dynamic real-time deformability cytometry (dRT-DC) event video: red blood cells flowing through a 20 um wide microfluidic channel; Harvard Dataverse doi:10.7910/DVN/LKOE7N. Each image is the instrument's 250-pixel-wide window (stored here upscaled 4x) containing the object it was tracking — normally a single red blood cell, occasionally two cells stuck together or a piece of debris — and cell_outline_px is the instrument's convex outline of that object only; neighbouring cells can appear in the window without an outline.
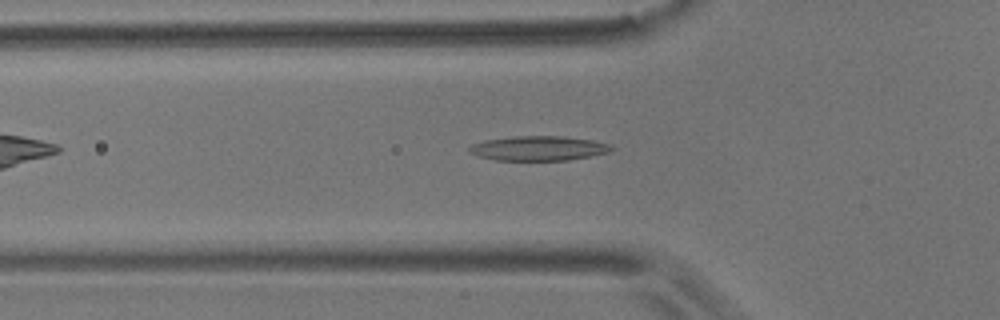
{"species": "common noctule bat (a hibernating species)", "species_latin": "Nyctalus noctula", "temperature_condition": "room temperature", "stored_images_in_passage": 46, "camera_frame_rate_fps": 3000, "um_per_image_px": 0.085, "animal": {"sex": "male", "body_mass_g": 17.9}, "frame": {"image": 1, "passage_image": 9, "time_ms": 2.667, "image_size_px": [1000, 320], "cell_outline_px": [[616, 148], [608, 152], [568, 160], [496, 160], [476, 156], [468, 152], [468, 148], [472, 144], [484, 140], [512, 136], [560, 136], [592, 140], [608, 144]], "centroid_in_image_um": [45.71, 12.6], "position_along_channel_um": 80.1, "area_um2": 20.35}}
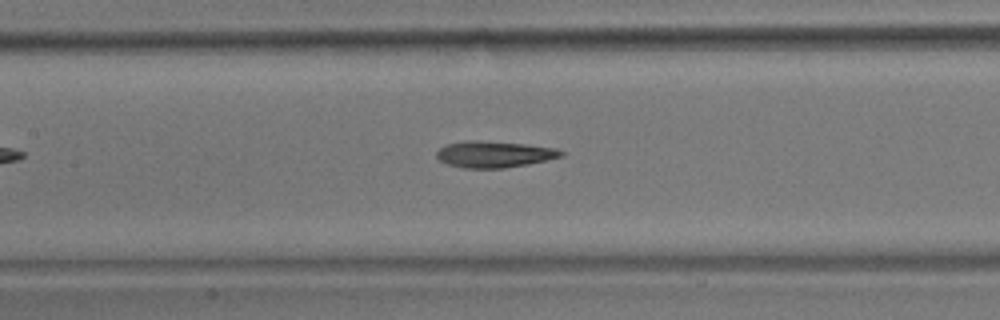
{"frame": {"image": 2, "passage_image": 16, "time_ms": 5.0, "image_size_px": [1000, 320], "cell_outline_px": [[564, 156], [528, 164], [504, 168], [464, 168], [448, 164], [440, 160], [436, 156], [436, 152], [440, 148], [448, 144], [464, 140], [472, 140], [524, 144], [556, 148], [564, 152]], "centroid_in_image_um": [42.01, 13.11], "position_along_channel_um": 165.4, "area_um2": 19.02}}
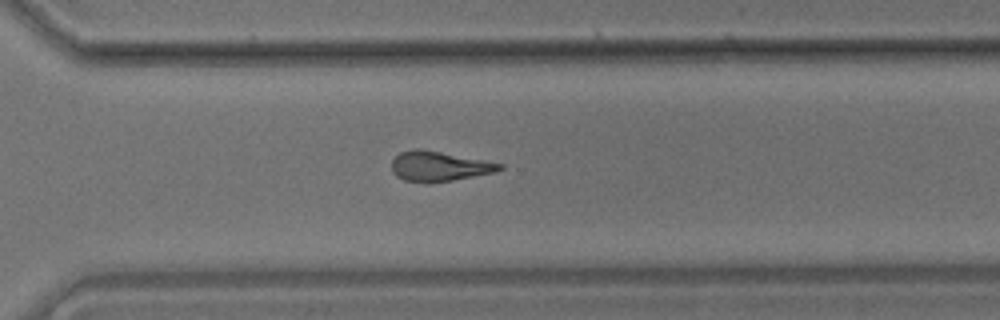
{"frame": {"image": 3, "passage_image": 30, "time_ms": 9.667, "image_size_px": [1000, 320], "cell_outline_px": [[504, 168], [496, 172], [452, 180], [428, 184], [404, 180], [396, 176], [392, 172], [392, 160], [400, 152], [416, 148], [420, 148], [484, 160], [504, 164]], "centroid_in_image_um": [37.31, 14.14], "position_along_channel_um": 333.3, "area_um2": 18.96}, "authors_computed_cell_mechanics": {"area_um2": 19.2474, "velocity_mm_per_s": 3.61, "shape_relaxation_time_tau1_ms": 8.209, "shape_relaxation_time_tau2_ms": 3.9058, "deformation_change_tau1": 0.2042, "deformation_change_tau2": 0.1498}}